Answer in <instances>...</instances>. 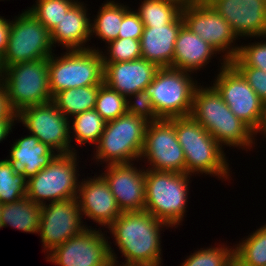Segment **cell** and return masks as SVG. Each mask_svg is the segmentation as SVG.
Listing matches in <instances>:
<instances>
[{
    "instance_id": "obj_22",
    "label": "cell",
    "mask_w": 266,
    "mask_h": 266,
    "mask_svg": "<svg viewBox=\"0 0 266 266\" xmlns=\"http://www.w3.org/2000/svg\"><path fill=\"white\" fill-rule=\"evenodd\" d=\"M183 25L184 22L180 13L167 25L144 26L140 38L141 57L155 63L159 68H173L175 42Z\"/></svg>"
},
{
    "instance_id": "obj_46",
    "label": "cell",
    "mask_w": 266,
    "mask_h": 266,
    "mask_svg": "<svg viewBox=\"0 0 266 266\" xmlns=\"http://www.w3.org/2000/svg\"><path fill=\"white\" fill-rule=\"evenodd\" d=\"M107 266H125V265L111 261Z\"/></svg>"
},
{
    "instance_id": "obj_42",
    "label": "cell",
    "mask_w": 266,
    "mask_h": 266,
    "mask_svg": "<svg viewBox=\"0 0 266 266\" xmlns=\"http://www.w3.org/2000/svg\"><path fill=\"white\" fill-rule=\"evenodd\" d=\"M17 120H0V143L5 141L9 134H11L13 127Z\"/></svg>"
},
{
    "instance_id": "obj_18",
    "label": "cell",
    "mask_w": 266,
    "mask_h": 266,
    "mask_svg": "<svg viewBox=\"0 0 266 266\" xmlns=\"http://www.w3.org/2000/svg\"><path fill=\"white\" fill-rule=\"evenodd\" d=\"M208 3L229 23L239 40L266 36V0H208Z\"/></svg>"
},
{
    "instance_id": "obj_13",
    "label": "cell",
    "mask_w": 266,
    "mask_h": 266,
    "mask_svg": "<svg viewBox=\"0 0 266 266\" xmlns=\"http://www.w3.org/2000/svg\"><path fill=\"white\" fill-rule=\"evenodd\" d=\"M181 16L184 25L191 32L200 36L221 54L219 64H226L236 57L239 50L236 41L238 38L229 23L208 2L182 8Z\"/></svg>"
},
{
    "instance_id": "obj_5",
    "label": "cell",
    "mask_w": 266,
    "mask_h": 266,
    "mask_svg": "<svg viewBox=\"0 0 266 266\" xmlns=\"http://www.w3.org/2000/svg\"><path fill=\"white\" fill-rule=\"evenodd\" d=\"M148 122L134 114L125 113L106 122L105 129L95 146L91 160L99 163L120 164L140 160ZM96 150V151H95Z\"/></svg>"
},
{
    "instance_id": "obj_15",
    "label": "cell",
    "mask_w": 266,
    "mask_h": 266,
    "mask_svg": "<svg viewBox=\"0 0 266 266\" xmlns=\"http://www.w3.org/2000/svg\"><path fill=\"white\" fill-rule=\"evenodd\" d=\"M99 229L85 228L46 254V261L57 266H107L112 261L110 237Z\"/></svg>"
},
{
    "instance_id": "obj_17",
    "label": "cell",
    "mask_w": 266,
    "mask_h": 266,
    "mask_svg": "<svg viewBox=\"0 0 266 266\" xmlns=\"http://www.w3.org/2000/svg\"><path fill=\"white\" fill-rule=\"evenodd\" d=\"M136 164H108L101 173L121 212H140L145 209V168H137Z\"/></svg>"
},
{
    "instance_id": "obj_7",
    "label": "cell",
    "mask_w": 266,
    "mask_h": 266,
    "mask_svg": "<svg viewBox=\"0 0 266 266\" xmlns=\"http://www.w3.org/2000/svg\"><path fill=\"white\" fill-rule=\"evenodd\" d=\"M77 153L58 154L49 165L30 177L26 196L41 206L47 202L77 198L81 176Z\"/></svg>"
},
{
    "instance_id": "obj_40",
    "label": "cell",
    "mask_w": 266,
    "mask_h": 266,
    "mask_svg": "<svg viewBox=\"0 0 266 266\" xmlns=\"http://www.w3.org/2000/svg\"><path fill=\"white\" fill-rule=\"evenodd\" d=\"M0 120H17V114L10 106L4 85L0 81Z\"/></svg>"
},
{
    "instance_id": "obj_37",
    "label": "cell",
    "mask_w": 266,
    "mask_h": 266,
    "mask_svg": "<svg viewBox=\"0 0 266 266\" xmlns=\"http://www.w3.org/2000/svg\"><path fill=\"white\" fill-rule=\"evenodd\" d=\"M126 102L127 113L139 116L145 119L148 123L161 119L156 114L151 95L146 90H141L128 96Z\"/></svg>"
},
{
    "instance_id": "obj_45",
    "label": "cell",
    "mask_w": 266,
    "mask_h": 266,
    "mask_svg": "<svg viewBox=\"0 0 266 266\" xmlns=\"http://www.w3.org/2000/svg\"><path fill=\"white\" fill-rule=\"evenodd\" d=\"M3 71H4V67H3V62H2V56L0 55V81L2 80Z\"/></svg>"
},
{
    "instance_id": "obj_28",
    "label": "cell",
    "mask_w": 266,
    "mask_h": 266,
    "mask_svg": "<svg viewBox=\"0 0 266 266\" xmlns=\"http://www.w3.org/2000/svg\"><path fill=\"white\" fill-rule=\"evenodd\" d=\"M233 247L235 266H266V226L261 225Z\"/></svg>"
},
{
    "instance_id": "obj_1",
    "label": "cell",
    "mask_w": 266,
    "mask_h": 266,
    "mask_svg": "<svg viewBox=\"0 0 266 266\" xmlns=\"http://www.w3.org/2000/svg\"><path fill=\"white\" fill-rule=\"evenodd\" d=\"M165 227L172 228L149 212H122L107 231L112 234L113 244L125 260H117L116 251L110 242L112 261L125 266H162L161 232H165Z\"/></svg>"
},
{
    "instance_id": "obj_24",
    "label": "cell",
    "mask_w": 266,
    "mask_h": 266,
    "mask_svg": "<svg viewBox=\"0 0 266 266\" xmlns=\"http://www.w3.org/2000/svg\"><path fill=\"white\" fill-rule=\"evenodd\" d=\"M10 149L6 160L27 179L49 165L58 155L46 144L39 142V139L31 133L16 139Z\"/></svg>"
},
{
    "instance_id": "obj_10",
    "label": "cell",
    "mask_w": 266,
    "mask_h": 266,
    "mask_svg": "<svg viewBox=\"0 0 266 266\" xmlns=\"http://www.w3.org/2000/svg\"><path fill=\"white\" fill-rule=\"evenodd\" d=\"M214 76L211 86L229 109L257 135L264 121L266 105L230 62L221 64Z\"/></svg>"
},
{
    "instance_id": "obj_20",
    "label": "cell",
    "mask_w": 266,
    "mask_h": 266,
    "mask_svg": "<svg viewBox=\"0 0 266 266\" xmlns=\"http://www.w3.org/2000/svg\"><path fill=\"white\" fill-rule=\"evenodd\" d=\"M103 65V83L126 98L145 90L159 69L155 63L143 58L133 61L103 63Z\"/></svg>"
},
{
    "instance_id": "obj_38",
    "label": "cell",
    "mask_w": 266,
    "mask_h": 266,
    "mask_svg": "<svg viewBox=\"0 0 266 266\" xmlns=\"http://www.w3.org/2000/svg\"><path fill=\"white\" fill-rule=\"evenodd\" d=\"M230 63L241 73L266 105V71L245 66L237 57H234Z\"/></svg>"
},
{
    "instance_id": "obj_36",
    "label": "cell",
    "mask_w": 266,
    "mask_h": 266,
    "mask_svg": "<svg viewBox=\"0 0 266 266\" xmlns=\"http://www.w3.org/2000/svg\"><path fill=\"white\" fill-rule=\"evenodd\" d=\"M262 38L263 40H261ZM257 40L244 45L243 42L241 45L239 43V50L236 57L245 66L266 71V36L258 37Z\"/></svg>"
},
{
    "instance_id": "obj_3",
    "label": "cell",
    "mask_w": 266,
    "mask_h": 266,
    "mask_svg": "<svg viewBox=\"0 0 266 266\" xmlns=\"http://www.w3.org/2000/svg\"><path fill=\"white\" fill-rule=\"evenodd\" d=\"M175 132L184 152L186 174L231 180L232 171L224 149L202 125L191 116L175 117Z\"/></svg>"
},
{
    "instance_id": "obj_21",
    "label": "cell",
    "mask_w": 266,
    "mask_h": 266,
    "mask_svg": "<svg viewBox=\"0 0 266 266\" xmlns=\"http://www.w3.org/2000/svg\"><path fill=\"white\" fill-rule=\"evenodd\" d=\"M87 4L77 1L64 15L61 21L50 32L53 47L61 46L62 50H100L96 45L90 46V13ZM55 44V45H54ZM64 48V49H63Z\"/></svg>"
},
{
    "instance_id": "obj_39",
    "label": "cell",
    "mask_w": 266,
    "mask_h": 266,
    "mask_svg": "<svg viewBox=\"0 0 266 266\" xmlns=\"http://www.w3.org/2000/svg\"><path fill=\"white\" fill-rule=\"evenodd\" d=\"M144 24L133 9H129L123 16L118 38H132L140 40Z\"/></svg>"
},
{
    "instance_id": "obj_2",
    "label": "cell",
    "mask_w": 266,
    "mask_h": 266,
    "mask_svg": "<svg viewBox=\"0 0 266 266\" xmlns=\"http://www.w3.org/2000/svg\"><path fill=\"white\" fill-rule=\"evenodd\" d=\"M190 116L202 125L224 147L252 151L256 134L243 123L212 87L201 84L196 88ZM256 137V138H255ZM224 146V147H223Z\"/></svg>"
},
{
    "instance_id": "obj_32",
    "label": "cell",
    "mask_w": 266,
    "mask_h": 266,
    "mask_svg": "<svg viewBox=\"0 0 266 266\" xmlns=\"http://www.w3.org/2000/svg\"><path fill=\"white\" fill-rule=\"evenodd\" d=\"M220 243L206 248H198L187 256L180 266H233L234 247Z\"/></svg>"
},
{
    "instance_id": "obj_23",
    "label": "cell",
    "mask_w": 266,
    "mask_h": 266,
    "mask_svg": "<svg viewBox=\"0 0 266 266\" xmlns=\"http://www.w3.org/2000/svg\"><path fill=\"white\" fill-rule=\"evenodd\" d=\"M217 55L219 53L208 42L183 25L175 42L173 68L197 74Z\"/></svg>"
},
{
    "instance_id": "obj_4",
    "label": "cell",
    "mask_w": 266,
    "mask_h": 266,
    "mask_svg": "<svg viewBox=\"0 0 266 266\" xmlns=\"http://www.w3.org/2000/svg\"><path fill=\"white\" fill-rule=\"evenodd\" d=\"M192 175L145 169V209L172 228L182 225L188 212Z\"/></svg>"
},
{
    "instance_id": "obj_34",
    "label": "cell",
    "mask_w": 266,
    "mask_h": 266,
    "mask_svg": "<svg viewBox=\"0 0 266 266\" xmlns=\"http://www.w3.org/2000/svg\"><path fill=\"white\" fill-rule=\"evenodd\" d=\"M95 110L106 122L113 121L127 113L126 97L103 83L99 87Z\"/></svg>"
},
{
    "instance_id": "obj_16",
    "label": "cell",
    "mask_w": 266,
    "mask_h": 266,
    "mask_svg": "<svg viewBox=\"0 0 266 266\" xmlns=\"http://www.w3.org/2000/svg\"><path fill=\"white\" fill-rule=\"evenodd\" d=\"M83 221L77 198L42 205L38 230L44 248L42 252L48 254L69 238L81 233L88 227Z\"/></svg>"
},
{
    "instance_id": "obj_9",
    "label": "cell",
    "mask_w": 266,
    "mask_h": 266,
    "mask_svg": "<svg viewBox=\"0 0 266 266\" xmlns=\"http://www.w3.org/2000/svg\"><path fill=\"white\" fill-rule=\"evenodd\" d=\"M1 82L16 114L27 107L53 100L49 86L48 58L5 67Z\"/></svg>"
},
{
    "instance_id": "obj_41",
    "label": "cell",
    "mask_w": 266,
    "mask_h": 266,
    "mask_svg": "<svg viewBox=\"0 0 266 266\" xmlns=\"http://www.w3.org/2000/svg\"><path fill=\"white\" fill-rule=\"evenodd\" d=\"M12 20L4 18L0 15V55L3 56L9 39Z\"/></svg>"
},
{
    "instance_id": "obj_35",
    "label": "cell",
    "mask_w": 266,
    "mask_h": 266,
    "mask_svg": "<svg viewBox=\"0 0 266 266\" xmlns=\"http://www.w3.org/2000/svg\"><path fill=\"white\" fill-rule=\"evenodd\" d=\"M105 47L106 51L100 49L103 63L133 61L142 58L140 40L137 39L117 38L108 42Z\"/></svg>"
},
{
    "instance_id": "obj_47",
    "label": "cell",
    "mask_w": 266,
    "mask_h": 266,
    "mask_svg": "<svg viewBox=\"0 0 266 266\" xmlns=\"http://www.w3.org/2000/svg\"><path fill=\"white\" fill-rule=\"evenodd\" d=\"M1 211H2V204H0V229L2 228V223H1Z\"/></svg>"
},
{
    "instance_id": "obj_31",
    "label": "cell",
    "mask_w": 266,
    "mask_h": 266,
    "mask_svg": "<svg viewBox=\"0 0 266 266\" xmlns=\"http://www.w3.org/2000/svg\"><path fill=\"white\" fill-rule=\"evenodd\" d=\"M140 3L134 11L144 26L167 25L181 13V8L168 0H141Z\"/></svg>"
},
{
    "instance_id": "obj_33",
    "label": "cell",
    "mask_w": 266,
    "mask_h": 266,
    "mask_svg": "<svg viewBox=\"0 0 266 266\" xmlns=\"http://www.w3.org/2000/svg\"><path fill=\"white\" fill-rule=\"evenodd\" d=\"M77 1L78 0H36L35 3L26 10L31 12L51 32Z\"/></svg>"
},
{
    "instance_id": "obj_44",
    "label": "cell",
    "mask_w": 266,
    "mask_h": 266,
    "mask_svg": "<svg viewBox=\"0 0 266 266\" xmlns=\"http://www.w3.org/2000/svg\"><path fill=\"white\" fill-rule=\"evenodd\" d=\"M261 134V136L263 135V137L266 138V110H265V117H264V121H263V124H262V127L260 129V131L257 133V135Z\"/></svg>"
},
{
    "instance_id": "obj_27",
    "label": "cell",
    "mask_w": 266,
    "mask_h": 266,
    "mask_svg": "<svg viewBox=\"0 0 266 266\" xmlns=\"http://www.w3.org/2000/svg\"><path fill=\"white\" fill-rule=\"evenodd\" d=\"M101 85L70 88L58 92L53 97L58 110L69 120L73 116L95 109L96 98Z\"/></svg>"
},
{
    "instance_id": "obj_12",
    "label": "cell",
    "mask_w": 266,
    "mask_h": 266,
    "mask_svg": "<svg viewBox=\"0 0 266 266\" xmlns=\"http://www.w3.org/2000/svg\"><path fill=\"white\" fill-rule=\"evenodd\" d=\"M140 160L147 161L149 167L145 164V169L185 173L186 160L175 132V117L148 123Z\"/></svg>"
},
{
    "instance_id": "obj_43",
    "label": "cell",
    "mask_w": 266,
    "mask_h": 266,
    "mask_svg": "<svg viewBox=\"0 0 266 266\" xmlns=\"http://www.w3.org/2000/svg\"><path fill=\"white\" fill-rule=\"evenodd\" d=\"M168 1L175 3L181 9L186 7L201 5L208 2V0H168Z\"/></svg>"
},
{
    "instance_id": "obj_11",
    "label": "cell",
    "mask_w": 266,
    "mask_h": 266,
    "mask_svg": "<svg viewBox=\"0 0 266 266\" xmlns=\"http://www.w3.org/2000/svg\"><path fill=\"white\" fill-rule=\"evenodd\" d=\"M50 31L28 10L12 18L3 67L49 58L53 53Z\"/></svg>"
},
{
    "instance_id": "obj_25",
    "label": "cell",
    "mask_w": 266,
    "mask_h": 266,
    "mask_svg": "<svg viewBox=\"0 0 266 266\" xmlns=\"http://www.w3.org/2000/svg\"><path fill=\"white\" fill-rule=\"evenodd\" d=\"M41 205L35 204L27 196L2 205V228L11 227L21 232L38 234Z\"/></svg>"
},
{
    "instance_id": "obj_6",
    "label": "cell",
    "mask_w": 266,
    "mask_h": 266,
    "mask_svg": "<svg viewBox=\"0 0 266 266\" xmlns=\"http://www.w3.org/2000/svg\"><path fill=\"white\" fill-rule=\"evenodd\" d=\"M59 55L53 53L48 58L52 97L66 89L103 84L104 65L100 50H69Z\"/></svg>"
},
{
    "instance_id": "obj_14",
    "label": "cell",
    "mask_w": 266,
    "mask_h": 266,
    "mask_svg": "<svg viewBox=\"0 0 266 266\" xmlns=\"http://www.w3.org/2000/svg\"><path fill=\"white\" fill-rule=\"evenodd\" d=\"M17 123L35 135L58 154L77 152L70 141L69 119L56 107L53 101L37 104L21 110Z\"/></svg>"
},
{
    "instance_id": "obj_30",
    "label": "cell",
    "mask_w": 266,
    "mask_h": 266,
    "mask_svg": "<svg viewBox=\"0 0 266 266\" xmlns=\"http://www.w3.org/2000/svg\"><path fill=\"white\" fill-rule=\"evenodd\" d=\"M28 179L6 159L0 160V204H9L26 196Z\"/></svg>"
},
{
    "instance_id": "obj_8",
    "label": "cell",
    "mask_w": 266,
    "mask_h": 266,
    "mask_svg": "<svg viewBox=\"0 0 266 266\" xmlns=\"http://www.w3.org/2000/svg\"><path fill=\"white\" fill-rule=\"evenodd\" d=\"M193 73L171 67L159 68L145 90L151 95L160 118L190 116L196 88L201 84Z\"/></svg>"
},
{
    "instance_id": "obj_26",
    "label": "cell",
    "mask_w": 266,
    "mask_h": 266,
    "mask_svg": "<svg viewBox=\"0 0 266 266\" xmlns=\"http://www.w3.org/2000/svg\"><path fill=\"white\" fill-rule=\"evenodd\" d=\"M120 1L107 0L101 3L95 18L91 19L90 38H97L105 42V45L118 38L121 22L124 14L131 8ZM95 35V37H94Z\"/></svg>"
},
{
    "instance_id": "obj_19",
    "label": "cell",
    "mask_w": 266,
    "mask_h": 266,
    "mask_svg": "<svg viewBox=\"0 0 266 266\" xmlns=\"http://www.w3.org/2000/svg\"><path fill=\"white\" fill-rule=\"evenodd\" d=\"M81 181L77 201L82 218L84 220L91 219L100 226V229L105 230L122 213L109 184L100 173L97 175V172L94 177L87 176V179L83 178Z\"/></svg>"
},
{
    "instance_id": "obj_29",
    "label": "cell",
    "mask_w": 266,
    "mask_h": 266,
    "mask_svg": "<svg viewBox=\"0 0 266 266\" xmlns=\"http://www.w3.org/2000/svg\"><path fill=\"white\" fill-rule=\"evenodd\" d=\"M105 126L106 121L95 109L77 114L69 120L70 141L71 143L75 141L76 144L74 142V145H77V148L84 146V144H93L95 146L98 143ZM73 138L75 139L74 141Z\"/></svg>"
}]
</instances>
